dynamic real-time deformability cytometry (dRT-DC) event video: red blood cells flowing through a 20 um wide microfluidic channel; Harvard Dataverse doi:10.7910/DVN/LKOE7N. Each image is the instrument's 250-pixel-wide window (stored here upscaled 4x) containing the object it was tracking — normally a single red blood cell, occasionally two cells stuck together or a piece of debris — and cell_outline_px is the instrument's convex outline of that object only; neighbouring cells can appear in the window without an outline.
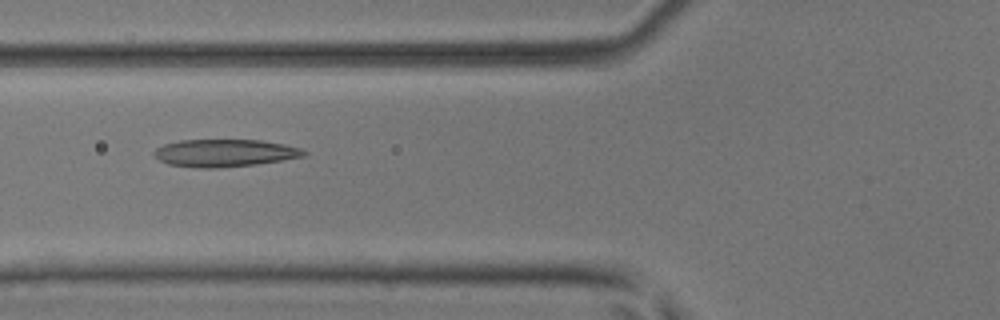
{"species": "common noctule bat (a hibernating species)", "species_latin": "Nyctalus noctula", "temperature_condition": "room temperature", "stored_images_in_passage": 5, "camera_frame_rate_fps": 3000, "um_per_image_px": 0.085, "animal": {"sex": "male", "body_mass_g": 17.9, "forearm_length_mm": 54.2}, "frame": {"image": 1, "passage_image": 5, "time_ms": 1.333, "image_size_px": [1000, 320], "cell_outline_px": [[308, 152], [304, 156], [256, 164], [220, 168], [196, 168], [168, 164], [160, 160], [152, 152], [156, 148], [164, 144], [180, 140], [260, 140], [284, 144], [300, 148]], "centroid_in_image_um": [19.07, 13.0], "position_along_channel_um": 106.7, "area_um2": 23.93}}